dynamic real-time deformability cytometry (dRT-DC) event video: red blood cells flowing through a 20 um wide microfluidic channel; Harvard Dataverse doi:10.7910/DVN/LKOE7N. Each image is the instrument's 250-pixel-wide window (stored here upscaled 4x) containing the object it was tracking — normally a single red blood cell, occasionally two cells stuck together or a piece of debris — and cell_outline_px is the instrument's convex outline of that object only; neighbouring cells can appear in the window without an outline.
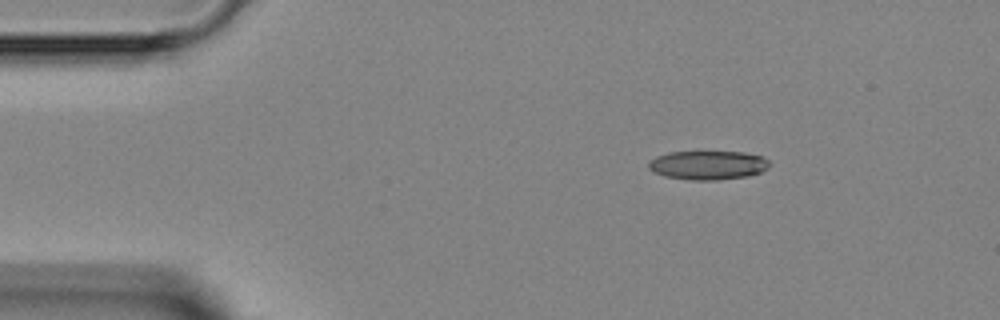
{"species": "Egyptian fruit bat (a non-hibernating species)", "species_latin": "Rousettus aegyptiacus", "temperature_condition": "room temperature", "stored_images_in_passage": 6, "camera_frame_rate_fps": 3000, "um_per_image_px": 0.085, "animal": {"sex": "female"}, "frame": {"image": 1, "passage_image": 1, "time_ms": 0.0, "image_size_px": [1000, 320], "cell_outline_px": [[768, 168], [760, 172], [748, 176], [716, 180], [692, 180], [664, 176], [648, 168], [648, 164], [656, 156], [668, 152], [744, 152], [760, 156], [768, 160]], "centroid_in_image_um": [60.17, 14.04], "position_along_channel_um": 24.8, "area_um2": 20.17}}
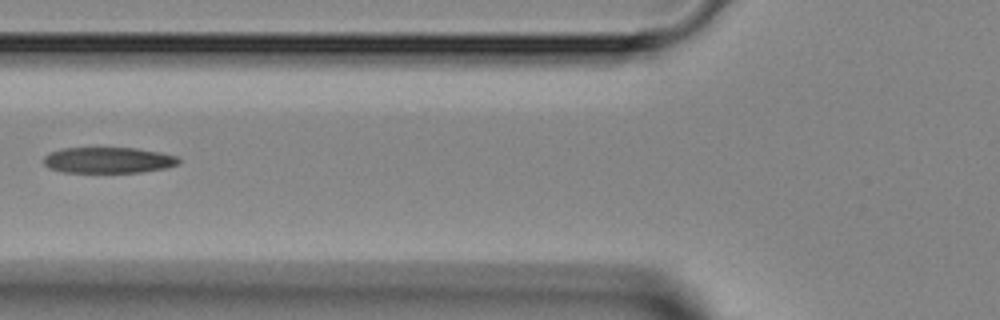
{"frame": {"image": 2, "passage_image": 4, "time_ms": 3.667, "image_size_px": [1000, 320], "cell_outline_px": [[180, 160], [176, 164], [164, 168], [140, 172], [64, 172], [48, 168], [44, 164], [44, 156], [60, 148], [136, 148], [160, 152], [176, 156]], "centroid_in_image_um": [9.17, 13.61], "position_along_channel_um": 116.6, "area_um2": 20.23}}
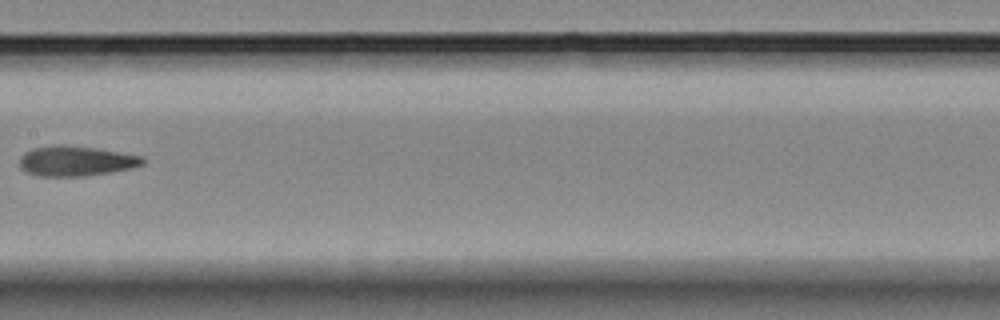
{"frame": {"image": 3, "passage_image": 6, "time_ms": 5.667, "image_size_px": [1000, 320], "cell_outline_px": [[144, 164], [132, 168], [112, 172], [84, 176], [40, 176], [24, 172], [20, 168], [20, 156], [24, 152], [32, 148], [96, 148], [144, 156]], "centroid_in_image_um": [6.49, 13.74], "position_along_channel_um": 200.9, "area_um2": 20.87}}